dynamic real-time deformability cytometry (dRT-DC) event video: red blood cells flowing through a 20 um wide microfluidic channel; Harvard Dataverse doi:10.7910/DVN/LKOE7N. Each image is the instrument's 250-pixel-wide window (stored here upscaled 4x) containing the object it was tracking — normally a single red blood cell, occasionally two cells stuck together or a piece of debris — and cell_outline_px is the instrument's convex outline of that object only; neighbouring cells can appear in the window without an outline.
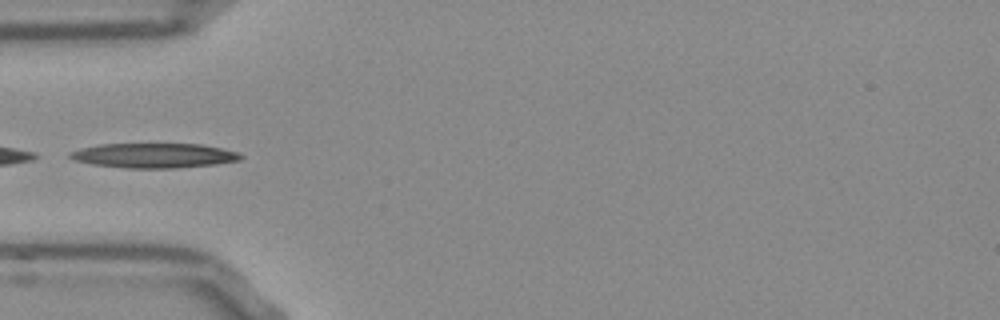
{"species": "Egyptian fruit bat (a non-hibernating species)", "species_latin": "Rousettus aegyptiacus", "temperature_condition": "room temperature", "stored_images_in_passage": 37, "camera_frame_rate_fps": 3000, "um_per_image_px": 0.085, "frame": {"image": 1, "passage_image": 1, "time_ms": 0.0, "image_size_px": [1000, 320], "cell_outline_px": [[244, 156], [240, 160], [212, 164], [176, 168], [128, 168], [92, 164], [76, 160], [68, 156], [68, 152], [80, 148], [100, 144], [200, 144], [240, 152]], "centroid_in_image_um": [13.08, 13.21], "position_along_channel_um": 71.9, "area_um2": 24.45}}
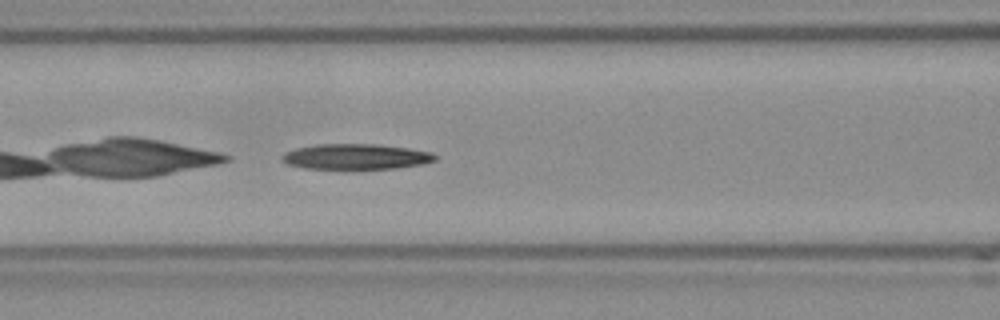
{"frame": {"image": 2, "passage_image": 6, "time_ms": 1.667, "image_size_px": [1000, 320], "cell_outline_px": [[436, 160], [420, 164], [396, 168], [304, 168], [288, 164], [284, 160], [284, 152], [296, 148], [316, 144], [376, 144], [408, 148], [432, 152], [436, 156]], "centroid_in_image_um": [30.27, 13.3], "position_along_channel_um": 136.3, "area_um2": 22.31}}
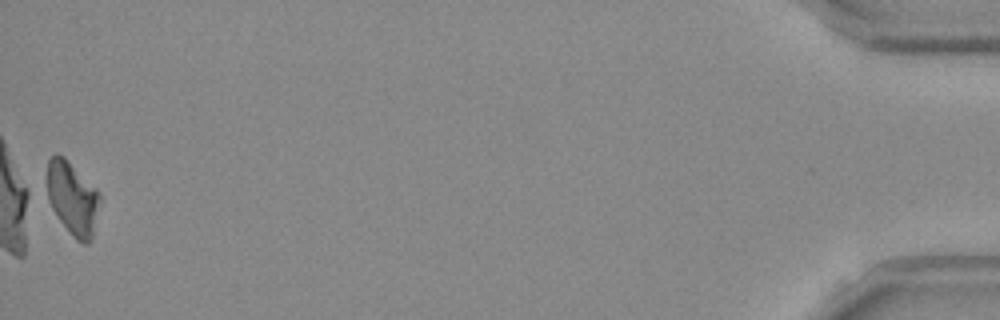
{"frame": {"image": 3, "passage_image": 37, "time_ms": 12.0, "image_size_px": [1000, 320], "cell_outline_px": [[100, 200], [92, 236], [88, 244], [84, 244], [76, 240], [72, 236], [40, 196], [40, 192], [48, 160], [56, 152], [64, 156], [96, 188], [100, 196]], "centroid_in_image_um": [6.0, 16.8], "position_along_channel_um": 429.2, "area_um2": 23.99}}